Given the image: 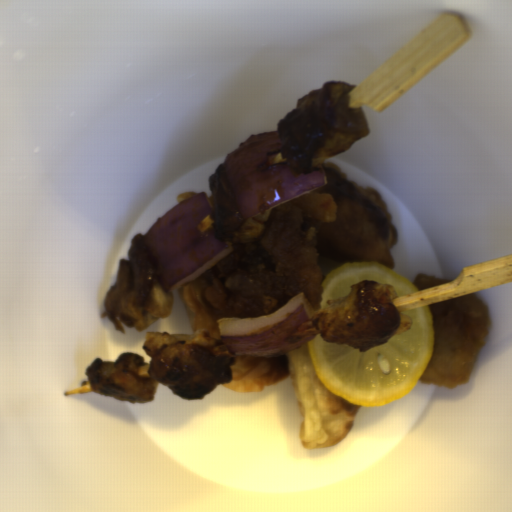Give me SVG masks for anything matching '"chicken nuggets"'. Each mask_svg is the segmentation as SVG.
I'll return each mask as SVG.
<instances>
[{
    "label": "chicken nuggets",
    "instance_id": "90cb4de2",
    "mask_svg": "<svg viewBox=\"0 0 512 512\" xmlns=\"http://www.w3.org/2000/svg\"><path fill=\"white\" fill-rule=\"evenodd\" d=\"M143 349L150 356V378L138 374L146 361L139 354H119L115 362L98 357L86 370L94 394L145 403L154 401L158 384H164L181 398L200 399L233 380V356L223 342L200 330L147 332Z\"/></svg>",
    "mask_w": 512,
    "mask_h": 512
},
{
    "label": "chicken nuggets",
    "instance_id": "f4ed5422",
    "mask_svg": "<svg viewBox=\"0 0 512 512\" xmlns=\"http://www.w3.org/2000/svg\"><path fill=\"white\" fill-rule=\"evenodd\" d=\"M356 85L327 81L297 102L279 121L280 156L296 173H305L351 148L369 134L363 110L351 108L349 95Z\"/></svg>",
    "mask_w": 512,
    "mask_h": 512
},
{
    "label": "chicken nuggets",
    "instance_id": "cc037f56",
    "mask_svg": "<svg viewBox=\"0 0 512 512\" xmlns=\"http://www.w3.org/2000/svg\"><path fill=\"white\" fill-rule=\"evenodd\" d=\"M398 298L392 283L362 279L351 286L348 295L329 299L327 308L315 311L311 325L323 341L368 351L413 327L411 317L394 305Z\"/></svg>",
    "mask_w": 512,
    "mask_h": 512
},
{
    "label": "chicken nuggets",
    "instance_id": "bb5aeace",
    "mask_svg": "<svg viewBox=\"0 0 512 512\" xmlns=\"http://www.w3.org/2000/svg\"><path fill=\"white\" fill-rule=\"evenodd\" d=\"M129 260L119 262L117 282L109 289L104 308L114 328L125 334L124 323L143 331L159 318L167 317L174 302V291L164 288L141 234L133 237Z\"/></svg>",
    "mask_w": 512,
    "mask_h": 512
},
{
    "label": "chicken nuggets",
    "instance_id": "2cc3b61b",
    "mask_svg": "<svg viewBox=\"0 0 512 512\" xmlns=\"http://www.w3.org/2000/svg\"><path fill=\"white\" fill-rule=\"evenodd\" d=\"M212 204L211 218L214 220L215 236L219 241L248 244L262 238L270 211L245 220L229 187L225 163H221L208 179Z\"/></svg>",
    "mask_w": 512,
    "mask_h": 512
}]
</instances>
